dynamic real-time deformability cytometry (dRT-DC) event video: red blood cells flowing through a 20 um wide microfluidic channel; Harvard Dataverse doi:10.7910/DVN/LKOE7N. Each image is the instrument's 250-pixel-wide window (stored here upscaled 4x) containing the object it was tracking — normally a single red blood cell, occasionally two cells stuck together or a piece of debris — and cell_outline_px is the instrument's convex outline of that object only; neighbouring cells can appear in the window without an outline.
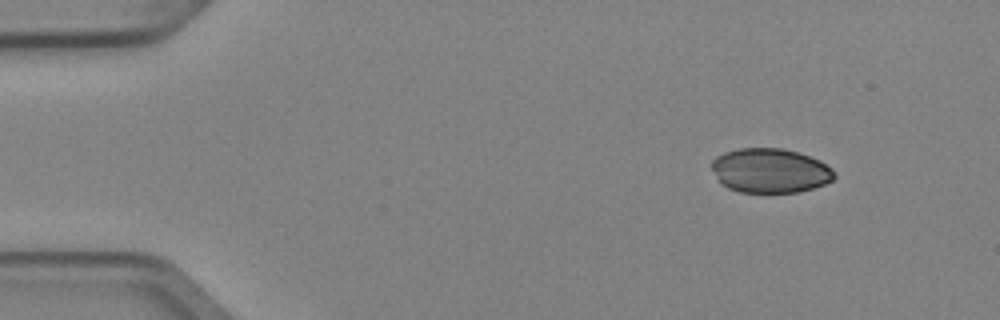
{"species": "Egyptian fruit bat (a non-hibernating species)", "species_latin": "Rousettus aegyptiacus", "temperature_condition": "cold", "stored_images_in_passage": 4, "camera_frame_rate_fps": 3000, "um_per_image_px": 0.085, "animal": {"sex": "female"}, "frame": {"image": 1, "passage_image": 1, "time_ms": 0.0, "image_size_px": [1000, 320], "cell_outline_px": [[836, 176], [832, 180], [824, 184], [812, 188], [796, 192], [740, 192], [728, 188], [720, 184], [712, 168], [712, 160], [716, 156], [724, 152], [740, 148], [784, 148], [820, 160], [832, 168], [836, 172]], "centroid_in_image_um": [65.46, 14.5], "position_along_channel_um": 19.5, "area_um2": 31.79}}